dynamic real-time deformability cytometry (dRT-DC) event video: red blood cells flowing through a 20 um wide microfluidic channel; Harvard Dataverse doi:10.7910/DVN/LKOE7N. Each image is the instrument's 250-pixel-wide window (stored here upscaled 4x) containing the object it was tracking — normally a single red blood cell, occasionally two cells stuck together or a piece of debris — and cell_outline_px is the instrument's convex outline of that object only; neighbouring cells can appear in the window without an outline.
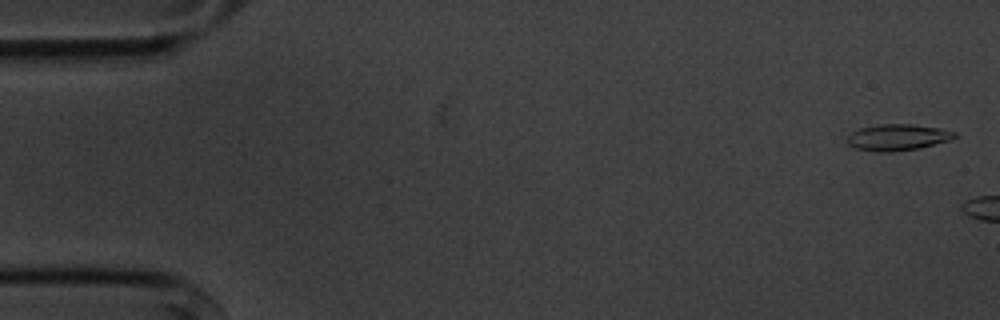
{"species": "common noctule bat (a hibernating species)", "species_latin": "Nyctalus noctula", "temperature_condition": "cold", "stored_images_in_passage": 3, "camera_frame_rate_fps": 3000, "um_per_image_px": 0.085, "animal": {"sex": "male", "body_mass_g": 20.1, "forearm_length_mm": 53.5}, "frame": {"image": 1, "passage_image": 1, "time_ms": 0.0, "image_size_px": [1000, 320], "cell_outline_px": [[956, 136], [948, 140], [920, 148], [892, 152], [876, 152], [856, 148], [848, 144], [848, 136], [852, 132], [860, 128], [880, 124], [912, 124], [940, 128], [956, 132]], "centroid_in_image_um": [76.29, 11.67], "position_along_channel_um": 8.7, "area_um2": 16.36}}